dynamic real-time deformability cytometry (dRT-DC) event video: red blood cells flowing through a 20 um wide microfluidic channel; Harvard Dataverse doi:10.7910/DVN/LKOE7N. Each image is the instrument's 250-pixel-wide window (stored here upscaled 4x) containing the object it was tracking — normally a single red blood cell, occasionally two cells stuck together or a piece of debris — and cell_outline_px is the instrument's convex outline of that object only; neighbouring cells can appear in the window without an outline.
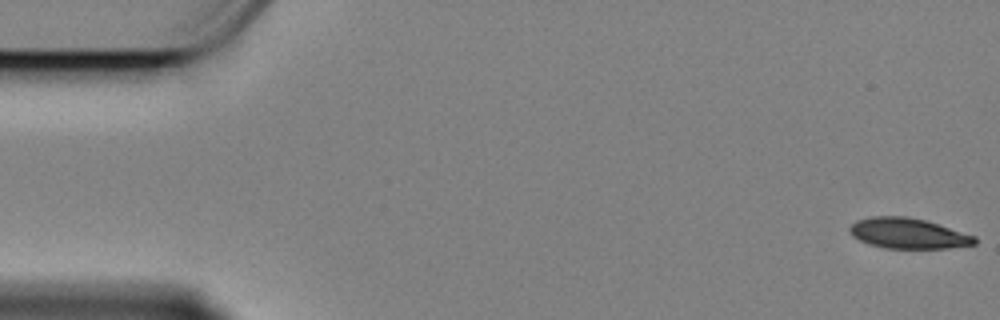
{"species": "Egyptian fruit bat (a non-hibernating species)", "species_latin": "Rousettus aegyptiacus", "temperature_condition": "cold", "stored_images_in_passage": 14, "camera_frame_rate_fps": 3000, "um_per_image_px": 0.085, "animal": {"sex": "female"}, "frame": {"image": 1, "passage_image": 1, "time_ms": 0.0, "image_size_px": [1000, 320], "cell_outline_px": [[976, 244], [948, 248], [884, 248], [868, 244], [852, 236], [848, 228], [856, 220], [872, 216], [908, 216], [924, 220], [976, 236]], "centroid_in_image_um": [77.16, 19.83], "position_along_channel_um": 7.8, "area_um2": 22.14}}
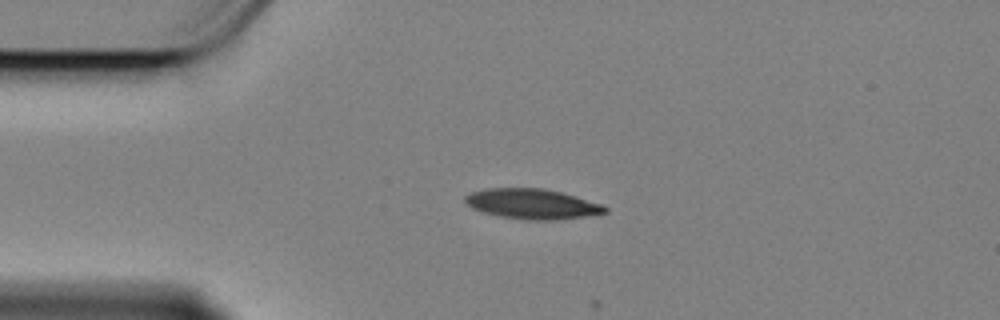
{"frame": {"image": 2, "passage_image": 13, "time_ms": 4.0, "image_size_px": [1000, 320], "cell_outline_px": [[608, 212], [596, 216], [560, 220], [528, 220], [500, 216], [484, 212], [472, 208], [464, 200], [464, 196], [472, 192], [488, 188], [544, 188], [576, 196], [604, 204], [608, 208]], "centroid_in_image_um": [45.34, 17.35], "position_along_channel_um": 39.7, "area_um2": 24.91}}